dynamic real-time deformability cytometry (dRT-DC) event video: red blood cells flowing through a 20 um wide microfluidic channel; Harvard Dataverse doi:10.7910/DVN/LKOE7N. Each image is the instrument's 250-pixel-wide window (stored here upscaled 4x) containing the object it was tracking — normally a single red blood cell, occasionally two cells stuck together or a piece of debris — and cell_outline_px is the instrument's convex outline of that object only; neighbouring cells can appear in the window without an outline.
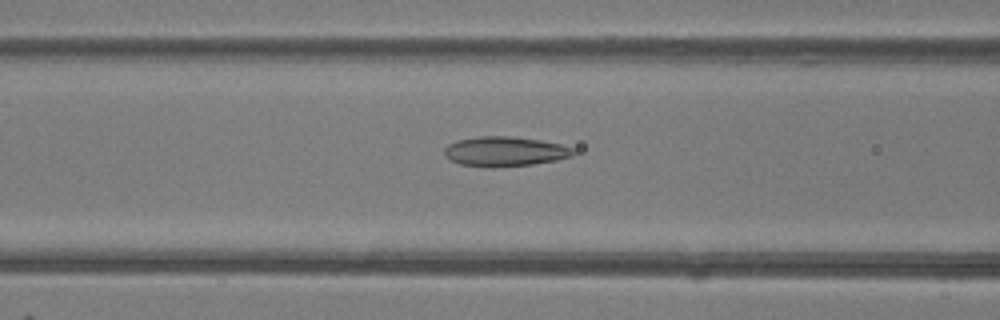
{"species": "common noctule bat (a hibernating species)", "species_latin": "Nyctalus noctula", "temperature_condition": "room temperature", "stored_images_in_passage": 47, "camera_frame_rate_fps": 3000, "um_per_image_px": 0.085, "animal": {"sex": "female"}, "frame": {"image": 1, "passage_image": 18, "time_ms": 5.667, "image_size_px": [1000, 320], "cell_outline_px": [[576, 152], [572, 156], [556, 160], [532, 164], [492, 168], [460, 164], [452, 160], [444, 152], [444, 148], [448, 144], [456, 140], [476, 136], [512, 136], [540, 140], [560, 144], [572, 148]], "centroid_in_image_um": [42.91, 12.87], "position_along_channel_um": 123.7, "area_um2": 22.37}}
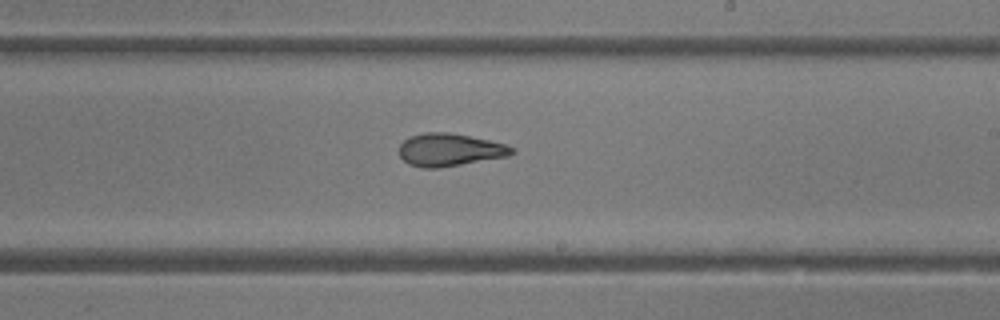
{"frame": {"image": 2, "passage_image": 27, "time_ms": 8.667, "image_size_px": [1000, 320], "cell_outline_px": [[516, 152], [508, 156], [436, 168], [424, 168], [408, 164], [400, 156], [400, 144], [404, 140], [412, 136], [424, 132], [448, 132], [488, 140], [504, 144], [516, 148]], "centroid_in_image_um": [38.23, 12.73], "position_along_channel_um": 250.8, "area_um2": 21.21}}
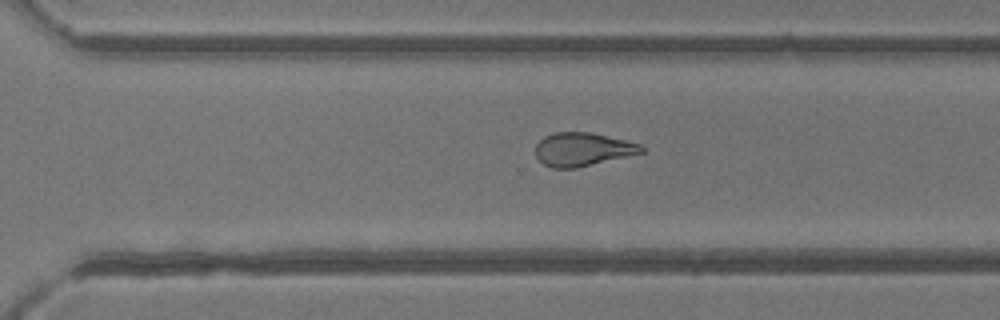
{"frame": {"image": 3, "passage_image": 32, "time_ms": 10.333, "image_size_px": [1000, 320], "cell_outline_px": [[644, 152], [628, 156], [576, 168], [552, 168], [544, 164], [536, 156], [536, 144], [544, 136], [556, 132], [588, 132], [624, 140], [640, 144], [644, 148]], "centroid_in_image_um": [49.5, 12.7], "position_along_channel_um": 321.1, "area_um2": 20.4}, "authors_computed_cell_mechanics": {"area_um2": 23.0044, "velocity_mm_per_s": 4.2341, "shape_relaxation_time_tau1_ms": null, "shape_relaxation_time_tau2_ms": 1.3331, "deformation_change_tau1": null, "deformation_change_tau2": 0.0748}}